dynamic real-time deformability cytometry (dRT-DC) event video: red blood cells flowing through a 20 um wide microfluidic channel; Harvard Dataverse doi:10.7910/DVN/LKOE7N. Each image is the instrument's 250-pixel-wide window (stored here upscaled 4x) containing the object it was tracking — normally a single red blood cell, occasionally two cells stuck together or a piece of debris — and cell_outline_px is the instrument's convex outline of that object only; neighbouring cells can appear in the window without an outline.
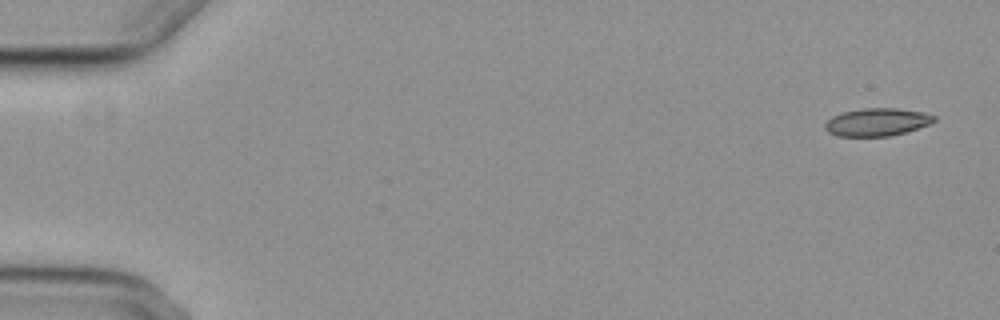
{"species": "common noctule bat (a hibernating species)", "species_latin": "Nyctalus noctula", "temperature_condition": "cold", "stored_images_in_passage": 3, "camera_frame_rate_fps": 3000, "um_per_image_px": 0.085, "animal": {"sex": "female", "body_mass_g": 29.2, "forearm_length_mm": 56.3}, "frame": {"image": 1, "passage_image": 1, "time_ms": 0.0, "image_size_px": [1000, 320], "cell_outline_px": [[936, 120], [928, 124], [904, 132], [888, 136], [836, 136], [828, 132], [824, 128], [824, 124], [832, 116], [840, 112], [864, 108], [896, 108], [924, 112], [936, 116]], "centroid_in_image_um": [74.5, 10.37], "position_along_channel_um": 10.5, "area_um2": 17.63}}